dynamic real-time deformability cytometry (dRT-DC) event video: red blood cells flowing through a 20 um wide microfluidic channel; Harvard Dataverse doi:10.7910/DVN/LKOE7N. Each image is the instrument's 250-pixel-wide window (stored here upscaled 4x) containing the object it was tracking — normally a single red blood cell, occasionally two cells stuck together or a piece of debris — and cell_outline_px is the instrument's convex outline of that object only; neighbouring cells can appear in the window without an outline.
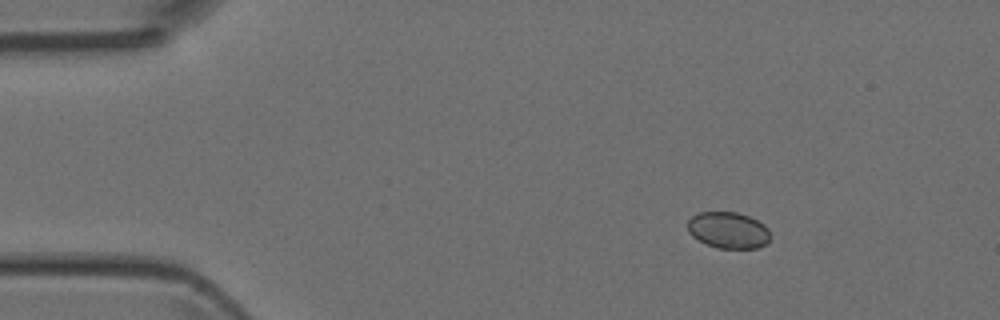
{"species": "Egyptian fruit bat (a non-hibernating species)", "species_latin": "Rousettus aegyptiacus", "temperature_condition": "room temperature", "stored_images_in_passage": 4, "camera_frame_rate_fps": 3000, "um_per_image_px": 0.085, "animal": {"sex": "female"}, "frame": {"image": 1, "passage_image": 2, "time_ms": 1.333, "image_size_px": [1000, 320], "cell_outline_px": [[768, 240], [764, 244], [756, 248], [716, 248], [692, 236], [688, 232], [688, 220], [692, 216], [700, 212], [736, 212], [748, 216], [764, 224], [768, 228]], "centroid_in_image_um": [61.88, 19.55], "position_along_channel_um": 23.1, "area_um2": 17.28}}